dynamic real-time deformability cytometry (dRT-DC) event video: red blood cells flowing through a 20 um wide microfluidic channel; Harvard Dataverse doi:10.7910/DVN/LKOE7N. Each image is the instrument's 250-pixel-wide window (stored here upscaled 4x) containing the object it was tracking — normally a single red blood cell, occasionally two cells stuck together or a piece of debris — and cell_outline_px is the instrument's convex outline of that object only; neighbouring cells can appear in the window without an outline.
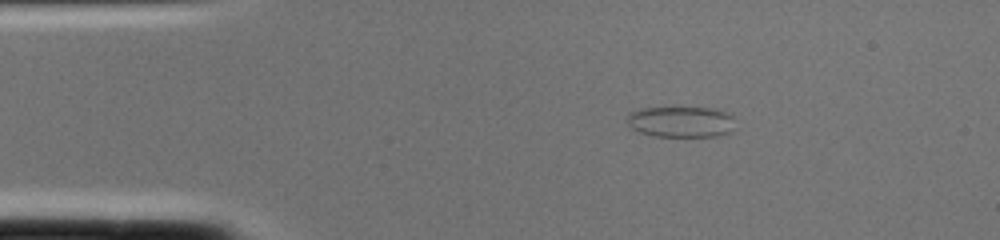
{"species": "common noctule bat (a hibernating species)", "species_latin": "Nyctalus noctula", "temperature_condition": "cold", "stored_images_in_passage": 2, "camera_frame_rate_fps": 3000, "um_per_image_px": 0.085, "animal": {"sex": "female", "body_mass_g": 22.0, "forearm_length_mm": 56.7}, "frame": {"image": 1, "passage_image": 2, "time_ms": 0.333, "image_size_px": [1000, 240], "cell_outline_px": [[732, 132], [716, 136], [652, 136], [640, 132], [632, 128], [628, 124], [628, 112], [640, 108], [716, 108], [732, 116]], "centroid_in_image_um": [57.85, 10.35], "position_along_channel_um": 27.1, "area_um2": 19.36}}